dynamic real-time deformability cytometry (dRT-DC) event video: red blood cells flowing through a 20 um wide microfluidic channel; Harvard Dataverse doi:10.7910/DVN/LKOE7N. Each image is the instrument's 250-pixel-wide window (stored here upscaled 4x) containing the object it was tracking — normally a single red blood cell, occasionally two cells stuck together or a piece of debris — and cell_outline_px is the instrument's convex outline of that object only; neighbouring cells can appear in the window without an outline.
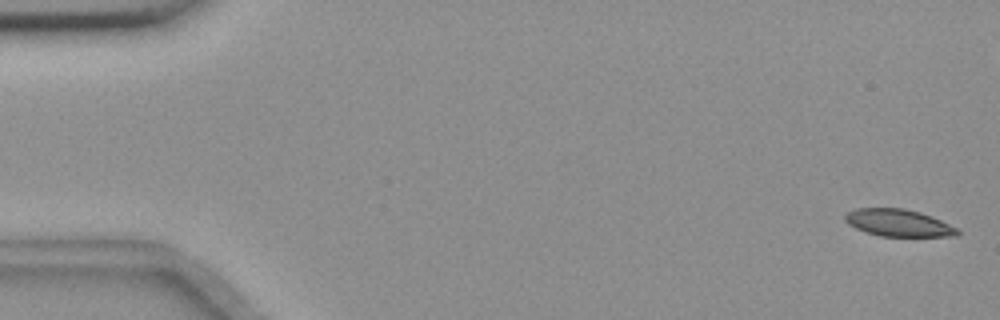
{"species": "common noctule bat (a hibernating species)", "species_latin": "Nyctalus noctula", "temperature_condition": "room temperature", "stored_images_in_passage": 7, "camera_frame_rate_fps": 3000, "um_per_image_px": 0.085, "animal": {"sex": "female", "body_mass_g": 18.4}, "frame": {"image": 1, "passage_image": 1, "time_ms": 0.0, "image_size_px": [1000, 320], "cell_outline_px": [[960, 232], [956, 236], [880, 236], [856, 228], [848, 224], [844, 220], [844, 216], [848, 212], [856, 208], [904, 208], [920, 212], [932, 216], [956, 228]], "centroid_in_image_um": [76.35, 18.93], "position_along_channel_um": 8.7, "area_um2": 17.63}}